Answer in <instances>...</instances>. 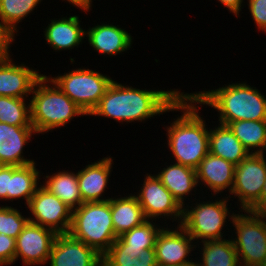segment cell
Segmentation results:
<instances>
[{
  "instance_id": "obj_12",
  "label": "cell",
  "mask_w": 266,
  "mask_h": 266,
  "mask_svg": "<svg viewBox=\"0 0 266 266\" xmlns=\"http://www.w3.org/2000/svg\"><path fill=\"white\" fill-rule=\"evenodd\" d=\"M56 233L30 221L16 238L15 261L21 258L25 266L48 263Z\"/></svg>"
},
{
  "instance_id": "obj_10",
  "label": "cell",
  "mask_w": 266,
  "mask_h": 266,
  "mask_svg": "<svg viewBox=\"0 0 266 266\" xmlns=\"http://www.w3.org/2000/svg\"><path fill=\"white\" fill-rule=\"evenodd\" d=\"M140 190L135 195L142 207L147 220L164 218L182 222L183 207L173 197L171 192L161 183L156 174L144 175V181ZM159 216V217H158Z\"/></svg>"
},
{
  "instance_id": "obj_9",
  "label": "cell",
  "mask_w": 266,
  "mask_h": 266,
  "mask_svg": "<svg viewBox=\"0 0 266 266\" xmlns=\"http://www.w3.org/2000/svg\"><path fill=\"white\" fill-rule=\"evenodd\" d=\"M266 180V156L250 153L235 166L234 185L228 198L238 200L239 210H249L260 198ZM231 196V197H230Z\"/></svg>"
},
{
  "instance_id": "obj_4",
  "label": "cell",
  "mask_w": 266,
  "mask_h": 266,
  "mask_svg": "<svg viewBox=\"0 0 266 266\" xmlns=\"http://www.w3.org/2000/svg\"><path fill=\"white\" fill-rule=\"evenodd\" d=\"M52 85V86H51ZM30 102L31 125L37 135L48 133L87 114L77 106L51 79L43 74L32 89Z\"/></svg>"
},
{
  "instance_id": "obj_28",
  "label": "cell",
  "mask_w": 266,
  "mask_h": 266,
  "mask_svg": "<svg viewBox=\"0 0 266 266\" xmlns=\"http://www.w3.org/2000/svg\"><path fill=\"white\" fill-rule=\"evenodd\" d=\"M227 126L249 153L265 154L266 120H240L229 122Z\"/></svg>"
},
{
  "instance_id": "obj_24",
  "label": "cell",
  "mask_w": 266,
  "mask_h": 266,
  "mask_svg": "<svg viewBox=\"0 0 266 266\" xmlns=\"http://www.w3.org/2000/svg\"><path fill=\"white\" fill-rule=\"evenodd\" d=\"M45 177V178H44ZM42 177L45 179L43 184L50 193L57 196L63 203L69 206L72 210L83 204V200L79 190L77 172L66 170L57 171L52 175Z\"/></svg>"
},
{
  "instance_id": "obj_11",
  "label": "cell",
  "mask_w": 266,
  "mask_h": 266,
  "mask_svg": "<svg viewBox=\"0 0 266 266\" xmlns=\"http://www.w3.org/2000/svg\"><path fill=\"white\" fill-rule=\"evenodd\" d=\"M32 215L29 221L53 230L56 234H67L72 222V209L41 183L27 207Z\"/></svg>"
},
{
  "instance_id": "obj_36",
  "label": "cell",
  "mask_w": 266,
  "mask_h": 266,
  "mask_svg": "<svg viewBox=\"0 0 266 266\" xmlns=\"http://www.w3.org/2000/svg\"><path fill=\"white\" fill-rule=\"evenodd\" d=\"M11 166L0 165V200H8L10 192Z\"/></svg>"
},
{
  "instance_id": "obj_6",
  "label": "cell",
  "mask_w": 266,
  "mask_h": 266,
  "mask_svg": "<svg viewBox=\"0 0 266 266\" xmlns=\"http://www.w3.org/2000/svg\"><path fill=\"white\" fill-rule=\"evenodd\" d=\"M218 198L214 201H210V199L209 201H197L192 203L191 206L186 203V206L183 207V217L180 225L194 241L200 243L208 240L225 239L223 236L226 235H223L224 233L221 231L225 229L224 227L227 226L226 224L229 221V224H231L236 213L229 211L227 203L230 202V199L228 197Z\"/></svg>"
},
{
  "instance_id": "obj_33",
  "label": "cell",
  "mask_w": 266,
  "mask_h": 266,
  "mask_svg": "<svg viewBox=\"0 0 266 266\" xmlns=\"http://www.w3.org/2000/svg\"><path fill=\"white\" fill-rule=\"evenodd\" d=\"M16 239L0 234V266L14 264Z\"/></svg>"
},
{
  "instance_id": "obj_14",
  "label": "cell",
  "mask_w": 266,
  "mask_h": 266,
  "mask_svg": "<svg viewBox=\"0 0 266 266\" xmlns=\"http://www.w3.org/2000/svg\"><path fill=\"white\" fill-rule=\"evenodd\" d=\"M48 263L50 266H102V255L69 233L57 234Z\"/></svg>"
},
{
  "instance_id": "obj_15",
  "label": "cell",
  "mask_w": 266,
  "mask_h": 266,
  "mask_svg": "<svg viewBox=\"0 0 266 266\" xmlns=\"http://www.w3.org/2000/svg\"><path fill=\"white\" fill-rule=\"evenodd\" d=\"M15 63L11 57L0 62V96L28 98L43 74L24 63Z\"/></svg>"
},
{
  "instance_id": "obj_26",
  "label": "cell",
  "mask_w": 266,
  "mask_h": 266,
  "mask_svg": "<svg viewBox=\"0 0 266 266\" xmlns=\"http://www.w3.org/2000/svg\"><path fill=\"white\" fill-rule=\"evenodd\" d=\"M208 240L196 243L200 259L197 266H241L232 239ZM202 243V244H201ZM201 245V248L199 247ZM203 246V247H202ZM202 261V262H200Z\"/></svg>"
},
{
  "instance_id": "obj_41",
  "label": "cell",
  "mask_w": 266,
  "mask_h": 266,
  "mask_svg": "<svg viewBox=\"0 0 266 266\" xmlns=\"http://www.w3.org/2000/svg\"><path fill=\"white\" fill-rule=\"evenodd\" d=\"M260 266H266V259Z\"/></svg>"
},
{
  "instance_id": "obj_13",
  "label": "cell",
  "mask_w": 266,
  "mask_h": 266,
  "mask_svg": "<svg viewBox=\"0 0 266 266\" xmlns=\"http://www.w3.org/2000/svg\"><path fill=\"white\" fill-rule=\"evenodd\" d=\"M167 225L158 234L154 247L158 266H182L195 263L189 255L197 248L195 245L197 242H194L181 225L177 224L173 229L168 228Z\"/></svg>"
},
{
  "instance_id": "obj_40",
  "label": "cell",
  "mask_w": 266,
  "mask_h": 266,
  "mask_svg": "<svg viewBox=\"0 0 266 266\" xmlns=\"http://www.w3.org/2000/svg\"><path fill=\"white\" fill-rule=\"evenodd\" d=\"M195 261V263H192V264H186V265H182V266H197L196 265V260H194Z\"/></svg>"
},
{
  "instance_id": "obj_3",
  "label": "cell",
  "mask_w": 266,
  "mask_h": 266,
  "mask_svg": "<svg viewBox=\"0 0 266 266\" xmlns=\"http://www.w3.org/2000/svg\"><path fill=\"white\" fill-rule=\"evenodd\" d=\"M189 94L197 104L208 105L218 111L220 124L227 125L240 120H266V95L245 81Z\"/></svg>"
},
{
  "instance_id": "obj_21",
  "label": "cell",
  "mask_w": 266,
  "mask_h": 266,
  "mask_svg": "<svg viewBox=\"0 0 266 266\" xmlns=\"http://www.w3.org/2000/svg\"><path fill=\"white\" fill-rule=\"evenodd\" d=\"M156 174L161 183L171 192L178 203L184 207L191 192L198 187L196 170L182 164L171 162ZM195 189V190H194Z\"/></svg>"
},
{
  "instance_id": "obj_16",
  "label": "cell",
  "mask_w": 266,
  "mask_h": 266,
  "mask_svg": "<svg viewBox=\"0 0 266 266\" xmlns=\"http://www.w3.org/2000/svg\"><path fill=\"white\" fill-rule=\"evenodd\" d=\"M235 166L221 157L208 153L196 168L199 187L205 184L207 190L211 189L213 192L211 195H214V198L219 193L221 196L223 191L231 193L234 185Z\"/></svg>"
},
{
  "instance_id": "obj_35",
  "label": "cell",
  "mask_w": 266,
  "mask_h": 266,
  "mask_svg": "<svg viewBox=\"0 0 266 266\" xmlns=\"http://www.w3.org/2000/svg\"><path fill=\"white\" fill-rule=\"evenodd\" d=\"M15 33L0 20V62L11 57L10 47L15 40Z\"/></svg>"
},
{
  "instance_id": "obj_5",
  "label": "cell",
  "mask_w": 266,
  "mask_h": 266,
  "mask_svg": "<svg viewBox=\"0 0 266 266\" xmlns=\"http://www.w3.org/2000/svg\"><path fill=\"white\" fill-rule=\"evenodd\" d=\"M69 234L103 256L118 238L111 217V199L85 202L72 210Z\"/></svg>"
},
{
  "instance_id": "obj_7",
  "label": "cell",
  "mask_w": 266,
  "mask_h": 266,
  "mask_svg": "<svg viewBox=\"0 0 266 266\" xmlns=\"http://www.w3.org/2000/svg\"><path fill=\"white\" fill-rule=\"evenodd\" d=\"M231 223L236 231L231 238L240 265L260 266L266 259V215L240 210Z\"/></svg>"
},
{
  "instance_id": "obj_22",
  "label": "cell",
  "mask_w": 266,
  "mask_h": 266,
  "mask_svg": "<svg viewBox=\"0 0 266 266\" xmlns=\"http://www.w3.org/2000/svg\"><path fill=\"white\" fill-rule=\"evenodd\" d=\"M111 217L117 237L147 220L135 194L126 197H111Z\"/></svg>"
},
{
  "instance_id": "obj_37",
  "label": "cell",
  "mask_w": 266,
  "mask_h": 266,
  "mask_svg": "<svg viewBox=\"0 0 266 266\" xmlns=\"http://www.w3.org/2000/svg\"><path fill=\"white\" fill-rule=\"evenodd\" d=\"M248 211L266 215V180L259 200Z\"/></svg>"
},
{
  "instance_id": "obj_2",
  "label": "cell",
  "mask_w": 266,
  "mask_h": 266,
  "mask_svg": "<svg viewBox=\"0 0 266 266\" xmlns=\"http://www.w3.org/2000/svg\"><path fill=\"white\" fill-rule=\"evenodd\" d=\"M198 107L190 94L183 93L178 99L177 111L180 110L181 115L165 127L174 162L195 170L209 153V128Z\"/></svg>"
},
{
  "instance_id": "obj_30",
  "label": "cell",
  "mask_w": 266,
  "mask_h": 266,
  "mask_svg": "<svg viewBox=\"0 0 266 266\" xmlns=\"http://www.w3.org/2000/svg\"><path fill=\"white\" fill-rule=\"evenodd\" d=\"M42 0H0V20L14 33H18L17 25L25 17L31 15Z\"/></svg>"
},
{
  "instance_id": "obj_39",
  "label": "cell",
  "mask_w": 266,
  "mask_h": 266,
  "mask_svg": "<svg viewBox=\"0 0 266 266\" xmlns=\"http://www.w3.org/2000/svg\"><path fill=\"white\" fill-rule=\"evenodd\" d=\"M67 1L68 3L72 4L73 6L82 9L81 11L88 13L91 10L93 0H62Z\"/></svg>"
},
{
  "instance_id": "obj_27",
  "label": "cell",
  "mask_w": 266,
  "mask_h": 266,
  "mask_svg": "<svg viewBox=\"0 0 266 266\" xmlns=\"http://www.w3.org/2000/svg\"><path fill=\"white\" fill-rule=\"evenodd\" d=\"M102 266H158L155 248L141 252L125 251V243L118 237L102 256Z\"/></svg>"
},
{
  "instance_id": "obj_19",
  "label": "cell",
  "mask_w": 266,
  "mask_h": 266,
  "mask_svg": "<svg viewBox=\"0 0 266 266\" xmlns=\"http://www.w3.org/2000/svg\"><path fill=\"white\" fill-rule=\"evenodd\" d=\"M85 38L92 50L103 54L104 56H116L122 52L128 51L131 48L133 37L118 25L102 23L89 27L85 31Z\"/></svg>"
},
{
  "instance_id": "obj_8",
  "label": "cell",
  "mask_w": 266,
  "mask_h": 266,
  "mask_svg": "<svg viewBox=\"0 0 266 266\" xmlns=\"http://www.w3.org/2000/svg\"><path fill=\"white\" fill-rule=\"evenodd\" d=\"M48 77L88 116L113 82L110 76L84 67Z\"/></svg>"
},
{
  "instance_id": "obj_25",
  "label": "cell",
  "mask_w": 266,
  "mask_h": 266,
  "mask_svg": "<svg viewBox=\"0 0 266 266\" xmlns=\"http://www.w3.org/2000/svg\"><path fill=\"white\" fill-rule=\"evenodd\" d=\"M36 162L23 165L11 166L10 192H8V201L24 199L28 205L35 191L40 186L41 172L36 168ZM40 179V180H39Z\"/></svg>"
},
{
  "instance_id": "obj_29",
  "label": "cell",
  "mask_w": 266,
  "mask_h": 266,
  "mask_svg": "<svg viewBox=\"0 0 266 266\" xmlns=\"http://www.w3.org/2000/svg\"><path fill=\"white\" fill-rule=\"evenodd\" d=\"M156 221L146 220L143 224L125 232L119 238L125 243V251L141 252L148 248H154L156 239L162 228Z\"/></svg>"
},
{
  "instance_id": "obj_38",
  "label": "cell",
  "mask_w": 266,
  "mask_h": 266,
  "mask_svg": "<svg viewBox=\"0 0 266 266\" xmlns=\"http://www.w3.org/2000/svg\"><path fill=\"white\" fill-rule=\"evenodd\" d=\"M224 8L226 7L230 13H234L236 17H239L241 9L244 7L242 3L244 0H218ZM242 6V7H241Z\"/></svg>"
},
{
  "instance_id": "obj_23",
  "label": "cell",
  "mask_w": 266,
  "mask_h": 266,
  "mask_svg": "<svg viewBox=\"0 0 266 266\" xmlns=\"http://www.w3.org/2000/svg\"><path fill=\"white\" fill-rule=\"evenodd\" d=\"M209 129V153L237 165L250 153L227 125L220 124Z\"/></svg>"
},
{
  "instance_id": "obj_17",
  "label": "cell",
  "mask_w": 266,
  "mask_h": 266,
  "mask_svg": "<svg viewBox=\"0 0 266 266\" xmlns=\"http://www.w3.org/2000/svg\"><path fill=\"white\" fill-rule=\"evenodd\" d=\"M37 132L33 126L0 123V165L23 166L35 162L24 157V147Z\"/></svg>"
},
{
  "instance_id": "obj_18",
  "label": "cell",
  "mask_w": 266,
  "mask_h": 266,
  "mask_svg": "<svg viewBox=\"0 0 266 266\" xmlns=\"http://www.w3.org/2000/svg\"><path fill=\"white\" fill-rule=\"evenodd\" d=\"M113 157L107 156L97 162L85 165V168L78 170L77 179L79 184L80 194L85 202H104L111 198L103 197L111 169L113 168Z\"/></svg>"
},
{
  "instance_id": "obj_1",
  "label": "cell",
  "mask_w": 266,
  "mask_h": 266,
  "mask_svg": "<svg viewBox=\"0 0 266 266\" xmlns=\"http://www.w3.org/2000/svg\"><path fill=\"white\" fill-rule=\"evenodd\" d=\"M183 93L185 92H180L178 89L167 91L138 89L113 80L89 115L111 118L122 124L142 122L178 110V99Z\"/></svg>"
},
{
  "instance_id": "obj_32",
  "label": "cell",
  "mask_w": 266,
  "mask_h": 266,
  "mask_svg": "<svg viewBox=\"0 0 266 266\" xmlns=\"http://www.w3.org/2000/svg\"><path fill=\"white\" fill-rule=\"evenodd\" d=\"M28 221V217H24L17 208L7 205L0 206V234L16 239Z\"/></svg>"
},
{
  "instance_id": "obj_34",
  "label": "cell",
  "mask_w": 266,
  "mask_h": 266,
  "mask_svg": "<svg viewBox=\"0 0 266 266\" xmlns=\"http://www.w3.org/2000/svg\"><path fill=\"white\" fill-rule=\"evenodd\" d=\"M248 9L257 28L266 32V0H247Z\"/></svg>"
},
{
  "instance_id": "obj_31",
  "label": "cell",
  "mask_w": 266,
  "mask_h": 266,
  "mask_svg": "<svg viewBox=\"0 0 266 266\" xmlns=\"http://www.w3.org/2000/svg\"><path fill=\"white\" fill-rule=\"evenodd\" d=\"M26 99L0 96V123L16 126H32L30 102L26 101Z\"/></svg>"
},
{
  "instance_id": "obj_20",
  "label": "cell",
  "mask_w": 266,
  "mask_h": 266,
  "mask_svg": "<svg viewBox=\"0 0 266 266\" xmlns=\"http://www.w3.org/2000/svg\"><path fill=\"white\" fill-rule=\"evenodd\" d=\"M44 29L46 44L56 52L77 48L85 39V30L80 25L78 15L50 20Z\"/></svg>"
}]
</instances>
